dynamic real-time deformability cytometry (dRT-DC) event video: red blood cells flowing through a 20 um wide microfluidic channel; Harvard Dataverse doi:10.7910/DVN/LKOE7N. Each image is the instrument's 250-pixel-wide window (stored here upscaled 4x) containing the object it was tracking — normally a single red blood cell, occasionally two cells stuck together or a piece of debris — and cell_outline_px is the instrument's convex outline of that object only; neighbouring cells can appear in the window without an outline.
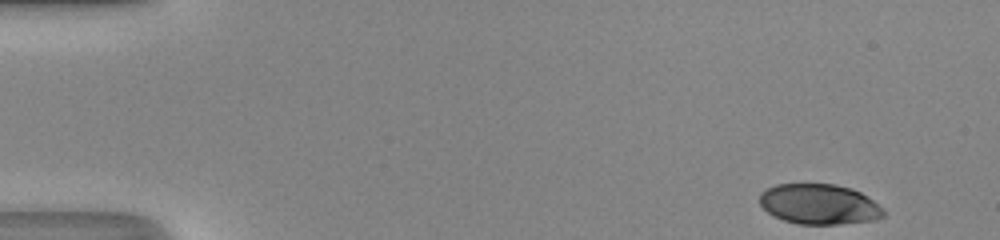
{"species": "human", "species_latin": "Homo sapiens", "temperature_condition": "room temperature", "stored_images_in_passage": 46, "camera_frame_rate_fps": 3000, "um_per_image_px": 0.085, "donor": {"sex": "male"}, "frame": {"image": 1, "passage_image": 1, "time_ms": 0.0, "image_size_px": [1000, 240], "cell_outline_px": [[884, 216], [876, 220], [840, 224], [800, 224], [784, 220], [768, 212], [760, 204], [760, 192], [776, 184], [836, 184], [852, 188], [860, 192], [884, 208]], "centroid_in_image_um": [69.66, 17.35], "position_along_channel_um": 15.3, "area_um2": 29.07}}
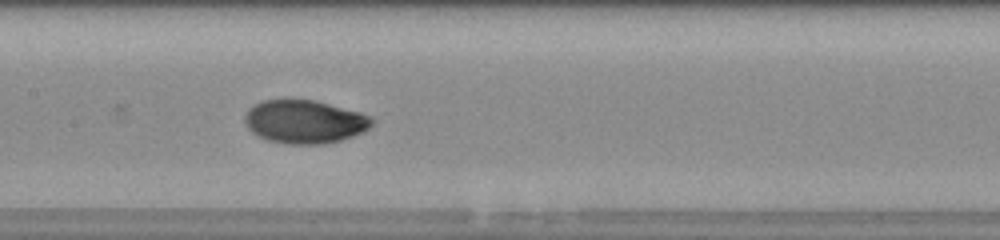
{"frame": {"image": 2, "passage_image": 22, "time_ms": 7.0, "image_size_px": [1000, 240], "cell_outline_px": [[376, 120], [364, 132], [340, 140], [324, 144], [288, 144], [268, 140], [252, 132], [248, 128], [244, 120], [244, 116], [248, 108], [252, 104], [264, 100], [316, 100], [360, 112]], "centroid_in_image_um": [25.88, 10.34], "position_along_channel_um": 181.5, "area_um2": 32.14}}
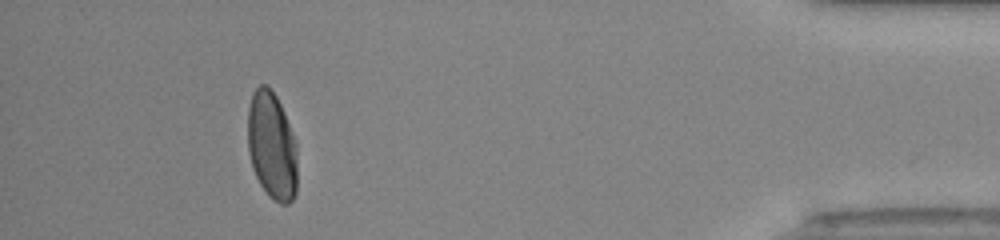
{"frame": {"image": 3, "passage_image": 42, "time_ms": 13.667, "image_size_px": [1000, 240], "cell_outline_px": [[296, 192], [292, 200], [288, 204], [280, 204], [268, 196], [260, 184], [252, 168], [248, 152], [248, 108], [252, 92], [260, 84], [268, 84], [276, 96], [284, 112], [296, 140]], "centroid_in_image_um": [23.1, 12.38], "position_along_channel_um": 412.1, "area_um2": 31.44}, "authors_computed_cell_mechanics": {"area_um2": 31.6455, "velocity_mm_per_s": 4.3227, "shape_relaxation_time_tau1_ms": 3.1423, "shape_relaxation_time_tau2_ms": null, "deformation_change_tau1": 0.1736, "deformation_change_tau2": null}}